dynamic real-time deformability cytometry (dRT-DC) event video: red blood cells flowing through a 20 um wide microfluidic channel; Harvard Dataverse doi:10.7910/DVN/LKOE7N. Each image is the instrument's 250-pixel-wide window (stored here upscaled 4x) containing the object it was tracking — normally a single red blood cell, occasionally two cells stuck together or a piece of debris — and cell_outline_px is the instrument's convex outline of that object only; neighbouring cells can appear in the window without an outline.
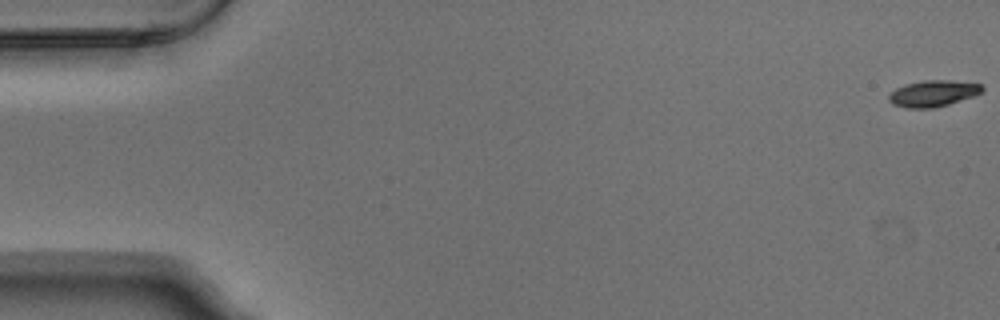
{"species": "Egyptian fruit bat (a non-hibernating species)", "species_latin": "Rousettus aegyptiacus", "temperature_condition": "warm", "stored_images_in_passage": 6, "camera_frame_rate_fps": 3000, "um_per_image_px": 0.085, "animal": {"sex": "male"}, "frame": {"image": 1, "passage_image": 1, "time_ms": 0.0, "image_size_px": [1000, 320], "cell_outline_px": [[984, 88], [980, 92], [972, 96], [948, 104], [932, 108], [904, 108], [892, 104], [888, 100], [888, 96], [896, 88], [904, 84], [924, 80], [948, 80], [980, 84]], "centroid_in_image_um": [79.25, 7.94], "position_along_channel_um": 5.8, "area_um2": 14.16}}
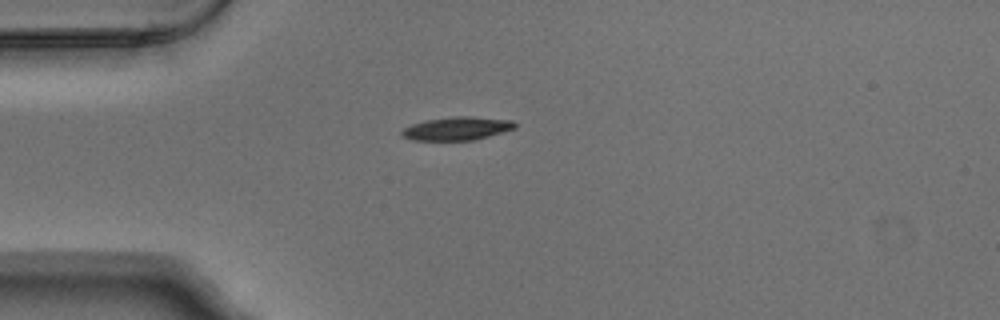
{"frame": {"image": 2, "passage_image": 4, "time_ms": 1.0, "image_size_px": [1000, 320], "cell_outline_px": [[516, 128], [488, 136], [472, 140], [412, 140], [404, 136], [400, 132], [404, 128], [412, 124], [424, 120], [452, 116], [468, 116], [512, 120], [516, 124]], "centroid_in_image_um": [38.84, 10.91], "position_along_channel_um": 46.2, "area_um2": 15.26}}
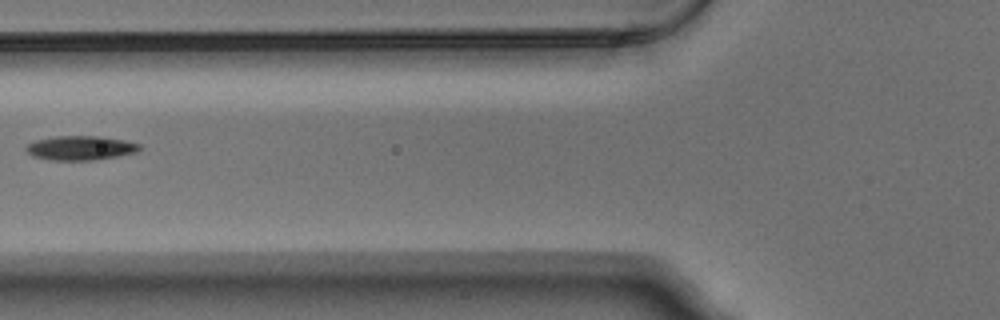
{"frame": {"image": 3, "passage_image": 6, "time_ms": 1.667, "image_size_px": [1000, 320], "cell_outline_px": [[140, 148], [136, 152], [116, 156], [92, 160], [52, 160], [32, 156], [24, 148], [28, 144], [36, 140], [56, 136], [104, 136], [124, 140], [140, 144]], "centroid_in_image_um": [6.83, 12.57], "position_along_channel_um": 119.0, "area_um2": 15.95}}